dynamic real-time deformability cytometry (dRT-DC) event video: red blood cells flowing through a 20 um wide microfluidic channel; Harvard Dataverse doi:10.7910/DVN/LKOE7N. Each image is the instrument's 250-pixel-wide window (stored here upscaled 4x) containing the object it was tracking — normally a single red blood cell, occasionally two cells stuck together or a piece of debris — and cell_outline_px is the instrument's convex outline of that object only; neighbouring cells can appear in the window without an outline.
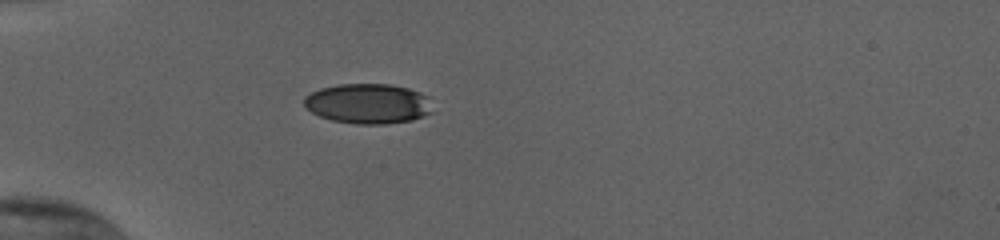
{"species": "human", "species_latin": "Homo sapiens", "temperature_condition": "cold", "stored_images_in_passage": 34, "camera_frame_rate_fps": 3000, "um_per_image_px": 0.085, "donor": {"sex": "female"}, "frame": {"image": 1, "passage_image": 1, "time_ms": 0.0, "image_size_px": [1000, 240], "cell_outline_px": [[432, 112], [424, 116], [412, 120], [384, 124], [356, 124], [332, 120], [320, 116], [304, 108], [304, 96], [320, 88], [340, 84], [388, 84], [408, 88], [420, 92], [428, 96]], "centroid_in_image_um": [31.27, 8.81], "position_along_channel_um": 53.7, "area_um2": 30.06}}
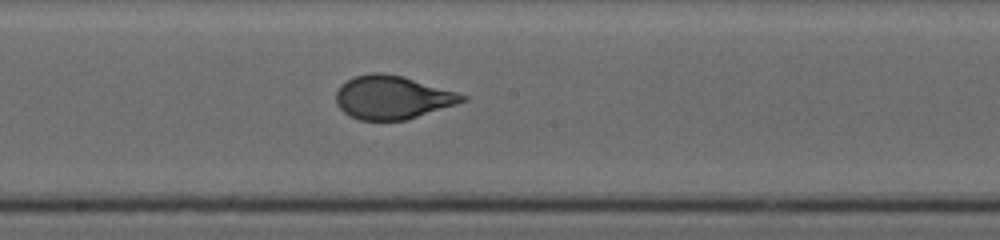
{"frame": {"image": 2, "passage_image": 15, "time_ms": 4.667, "image_size_px": [1000, 240], "cell_outline_px": [[468, 100], [456, 104], [404, 120], [360, 120], [344, 112], [336, 104], [336, 92], [340, 84], [356, 76], [372, 72], [384, 72], [404, 76], [456, 92], [468, 96]], "centroid_in_image_um": [33.33, 8.26], "position_along_channel_um": 214.9, "area_um2": 31.73}}
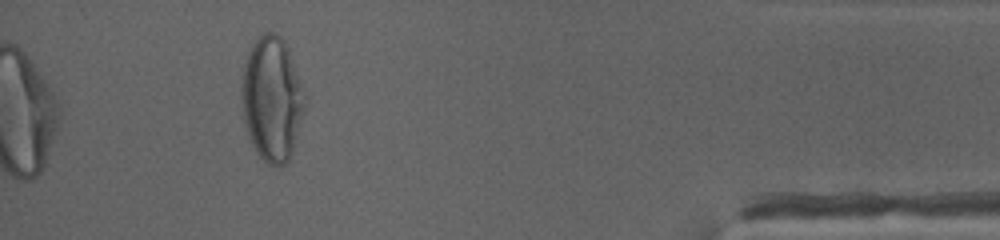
{"frame": {"image": 3, "passage_image": 34, "time_ms": 11.0, "image_size_px": [1000, 240], "cell_outline_px": [[304, 108], [292, 152], [288, 160], [284, 164], [268, 164], [256, 152], [248, 136], [244, 124], [240, 92], [240, 76], [248, 52], [252, 44], [264, 32], [276, 32], [284, 40], [288, 48], [304, 96]], "centroid_in_image_um": [23.05, 8.38], "position_along_channel_um": 412.1, "area_um2": 45.49}, "authors_computed_cell_mechanics": {"area_um2": 32.0501, "velocity_mm_per_s": 3.8393, "shape_relaxation_time_tau1_ms": 6.8947, "shape_relaxation_time_tau2_ms": null, "deformation_change_tau1": 0.222, "deformation_change_tau2": null}}